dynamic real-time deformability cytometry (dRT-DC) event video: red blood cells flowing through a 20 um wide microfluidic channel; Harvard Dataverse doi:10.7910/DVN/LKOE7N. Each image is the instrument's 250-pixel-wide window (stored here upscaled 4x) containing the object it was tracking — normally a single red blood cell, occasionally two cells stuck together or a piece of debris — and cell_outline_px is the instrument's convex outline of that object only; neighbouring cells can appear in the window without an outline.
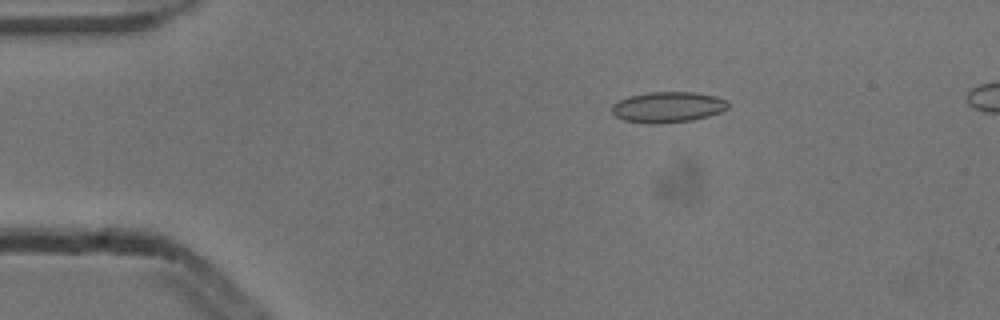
{"species": "common noctule bat (a hibernating species)", "species_latin": "Nyctalus noctula", "temperature_condition": "cold", "stored_images_in_passage": 6, "camera_frame_rate_fps": 3000, "um_per_image_px": 0.085, "animal": {"sex": "male", "body_mass_g": 13.3}, "frame": {"image": 1, "passage_image": 3, "time_ms": 0.667, "image_size_px": [1000, 320], "cell_outline_px": [[728, 108], [720, 112], [708, 116], [692, 120], [656, 124], [624, 120], [616, 116], [612, 112], [612, 104], [628, 96], [648, 92], [696, 92], [716, 96], [728, 100]], "centroid_in_image_um": [56.79, 9.09], "position_along_channel_um": 28.2, "area_um2": 20.81}}
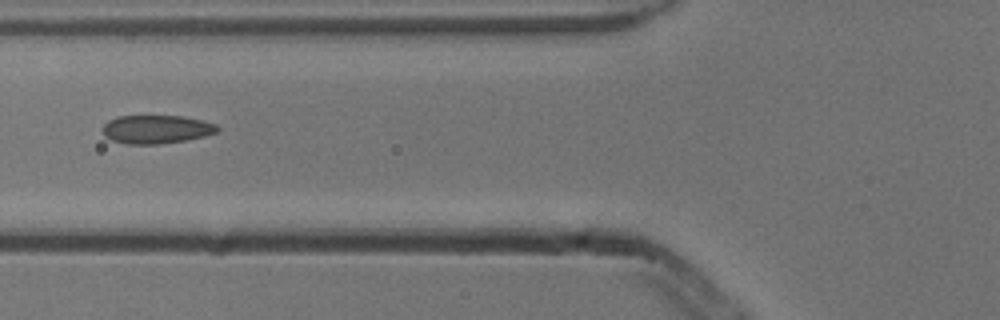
{"frame": {"image": 2, "passage_image": 6, "time_ms": 1.667, "image_size_px": [1000, 320], "cell_outline_px": [[220, 128], [216, 132], [204, 136], [188, 140], [160, 144], [124, 144], [112, 140], [104, 136], [104, 124], [108, 120], [116, 116], [184, 116], [216, 124]], "centroid_in_image_um": [13.28, 10.99], "position_along_channel_um": 112.5, "area_um2": 19.07}}